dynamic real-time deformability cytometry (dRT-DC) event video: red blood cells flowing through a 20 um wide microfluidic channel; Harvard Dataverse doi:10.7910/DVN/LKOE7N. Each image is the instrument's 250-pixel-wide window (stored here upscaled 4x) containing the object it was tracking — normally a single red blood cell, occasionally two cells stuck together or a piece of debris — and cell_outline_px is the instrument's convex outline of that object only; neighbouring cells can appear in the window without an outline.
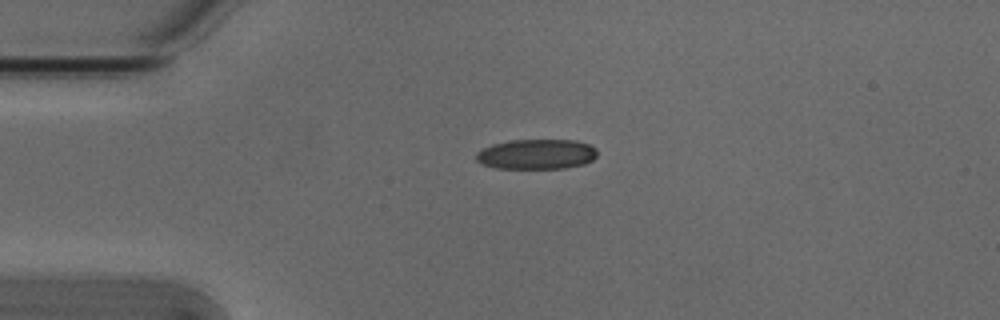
{"species": "Egyptian fruit bat (a non-hibernating species)", "species_latin": "Rousettus aegyptiacus", "temperature_condition": "cold", "stored_images_in_passage": 5, "camera_frame_rate_fps": 3000, "um_per_image_px": 0.085, "animal": {"sex": "male"}, "frame": {"image": 1, "passage_image": 5, "time_ms": 1.333, "image_size_px": [1000, 320], "cell_outline_px": [[596, 156], [592, 160], [584, 164], [564, 168], [496, 168], [484, 164], [476, 160], [476, 152], [492, 144], [508, 140], [576, 140], [588, 144], [596, 148]], "centroid_in_image_um": [45.61, 13.1], "position_along_channel_um": 39.4, "area_um2": 21.15}}